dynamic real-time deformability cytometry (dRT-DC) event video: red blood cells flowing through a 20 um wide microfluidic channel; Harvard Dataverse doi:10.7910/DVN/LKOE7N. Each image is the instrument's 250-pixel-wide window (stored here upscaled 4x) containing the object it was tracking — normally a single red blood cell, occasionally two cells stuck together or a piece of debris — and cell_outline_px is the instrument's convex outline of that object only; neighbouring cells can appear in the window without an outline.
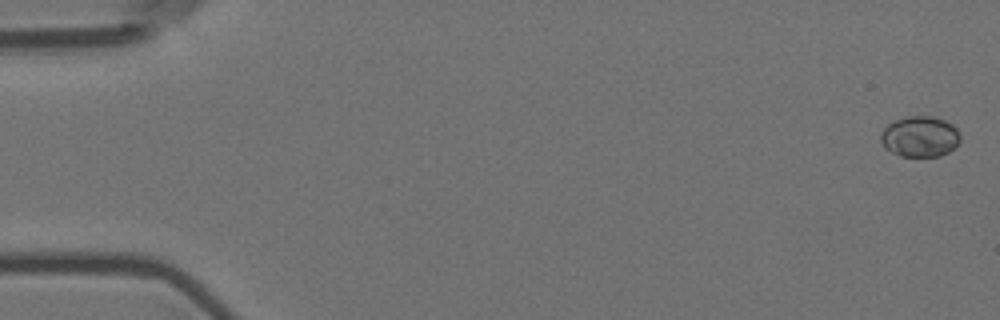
{"species": "Egyptian fruit bat (a non-hibernating species)", "species_latin": "Rousettus aegyptiacus", "temperature_condition": "room temperature", "stored_images_in_passage": 58, "camera_frame_rate_fps": 3000, "um_per_image_px": 0.085, "animal": {"sex": "female"}, "frame": {"image": 1, "passage_image": 2, "time_ms": 0.333, "image_size_px": [1000, 320], "cell_outline_px": [[960, 140], [948, 152], [940, 156], [900, 156], [884, 148], [880, 140], [880, 132], [888, 124], [896, 120], [908, 116], [932, 116], [944, 120], [952, 124], [956, 128], [960, 136]], "centroid_in_image_um": [78.16, 11.61], "position_along_channel_um": 6.8, "area_um2": 18.84}}
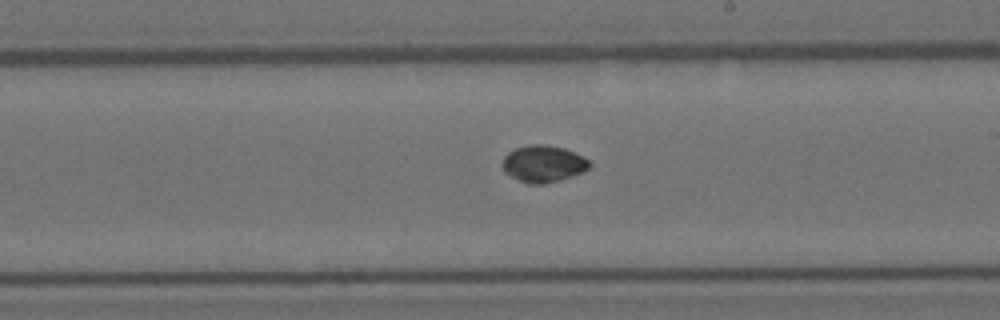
{"frame": {"image": 2, "passage_image": 34, "time_ms": 11.0, "image_size_px": [1000, 320], "cell_outline_px": [[592, 164], [584, 172], [560, 180], [544, 184], [528, 184], [504, 172], [500, 164], [504, 156], [508, 152], [516, 148], [532, 144], [544, 144], [564, 148], [588, 160]], "centroid_in_image_um": [46.15, 13.93], "position_along_channel_um": 242.8, "area_um2": 18.67}}
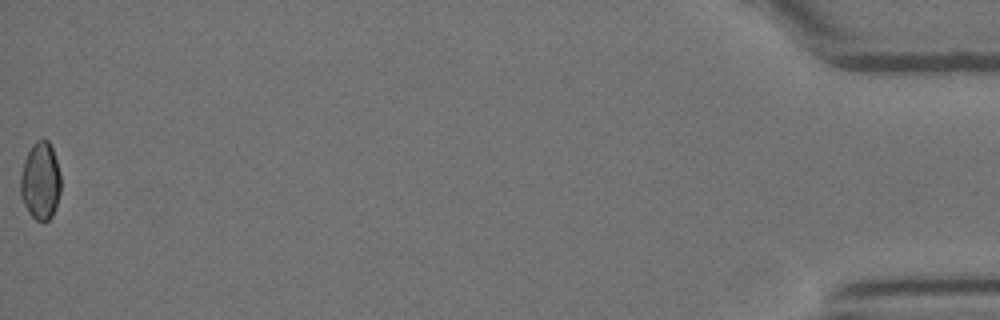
{"frame": {"image": 3, "passage_image": 58, "time_ms": 19.0, "image_size_px": [1000, 320], "cell_outline_px": [[60, 192], [56, 208], [52, 216], [48, 220], [36, 220], [28, 212], [20, 196], [20, 176], [24, 160], [32, 144], [36, 140], [48, 140], [52, 148], [60, 172]], "centroid_in_image_um": [3.43, 15.39], "position_along_channel_um": 431.8, "area_um2": 18.26}, "authors_computed_cell_mechanics": {"area_um2": 18.207, "velocity_mm_per_s": 3.6007, "shape_relaxation_time_tau1_ms": null, "shape_relaxation_time_tau2_ms": 5.7695, "deformation_change_tau1": null, "deformation_change_tau2": 0.0366}}